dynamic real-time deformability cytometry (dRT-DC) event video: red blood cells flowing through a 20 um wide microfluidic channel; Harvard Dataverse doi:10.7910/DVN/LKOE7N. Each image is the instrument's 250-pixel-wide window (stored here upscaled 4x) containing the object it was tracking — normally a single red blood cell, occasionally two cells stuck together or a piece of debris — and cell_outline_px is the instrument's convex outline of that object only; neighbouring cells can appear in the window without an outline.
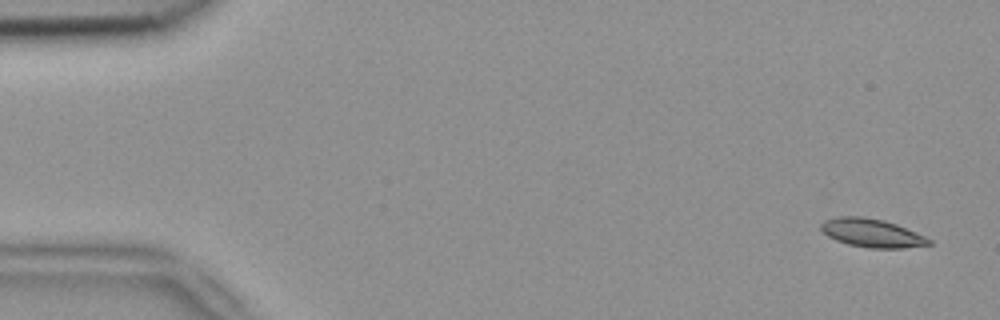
{"species": "common noctule bat (a hibernating species)", "species_latin": "Nyctalus noctula", "temperature_condition": "room temperature", "stored_images_in_passage": 6, "camera_frame_rate_fps": 3000, "um_per_image_px": 0.085, "animal": {"sex": "female", "body_mass_g": 18.4}, "frame": {"image": 1, "passage_image": 1, "time_ms": 0.0, "image_size_px": [1000, 320], "cell_outline_px": [[932, 244], [900, 248], [868, 248], [848, 244], [836, 240], [828, 236], [820, 228], [820, 224], [824, 220], [840, 216], [860, 216], [884, 220], [896, 224], [924, 236], [932, 240]], "centroid_in_image_um": [74.08, 19.8], "position_along_channel_um": 10.9, "area_um2": 17.74}}
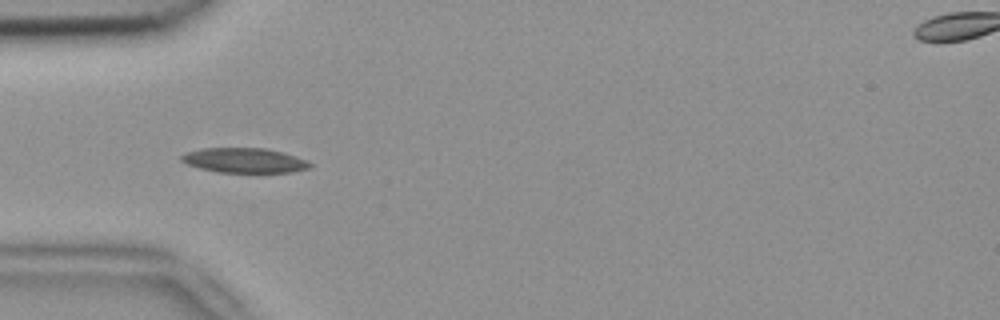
{"frame": {"image": 2, "passage_image": 5, "time_ms": 1.333, "image_size_px": [1000, 320], "cell_outline_px": [[312, 164], [308, 168], [292, 172], [216, 172], [200, 168], [188, 164], [180, 160], [180, 156], [188, 152], [204, 148], [264, 148], [284, 152], [296, 156]], "centroid_in_image_um": [20.76, 13.63], "position_along_channel_um": 64.2, "area_um2": 18.38}}